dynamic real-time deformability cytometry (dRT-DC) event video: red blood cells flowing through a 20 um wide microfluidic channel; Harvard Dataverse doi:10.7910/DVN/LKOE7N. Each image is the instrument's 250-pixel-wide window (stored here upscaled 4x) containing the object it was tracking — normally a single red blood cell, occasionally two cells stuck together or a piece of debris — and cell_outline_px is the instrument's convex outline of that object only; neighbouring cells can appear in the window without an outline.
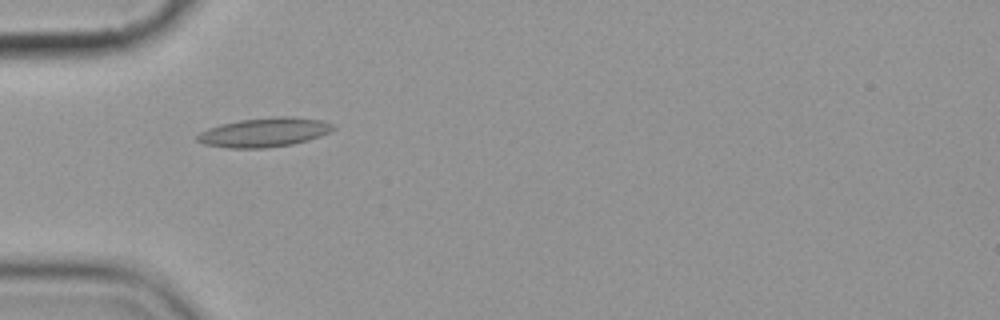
{"species": "common noctule bat (a hibernating species)", "species_latin": "Nyctalus noctula", "temperature_condition": "cold", "stored_images_in_passage": 5, "camera_frame_rate_fps": 3000, "um_per_image_px": 0.085, "animal": {"sex": "female", "body_mass_g": 19.9}, "frame": {"image": 1, "passage_image": 1, "time_ms": 0.0, "image_size_px": [1000, 320], "cell_outline_px": [[336, 128], [320, 136], [308, 140], [292, 144], [264, 148], [228, 148], [204, 144], [196, 140], [196, 136], [200, 132], [208, 128], [220, 124], [240, 120], [280, 116], [292, 116], [324, 120], [332, 124]], "centroid_in_image_um": [22.46, 11.24], "position_along_channel_um": 62.5, "area_um2": 23.12}}
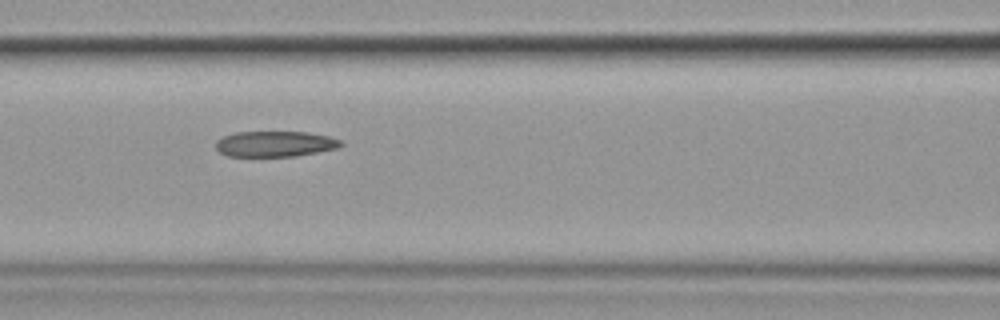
{"frame": {"image": 2, "passage_image": 3, "time_ms": 2.333, "image_size_px": [1000, 320], "cell_outline_px": [[344, 144], [336, 148], [296, 156], [228, 156], [220, 152], [216, 148], [216, 140], [224, 136], [236, 132], [308, 132], [328, 136], [340, 140]], "centroid_in_image_um": [23.36, 12.23], "position_along_channel_um": 143.2, "area_um2": 18.55}}
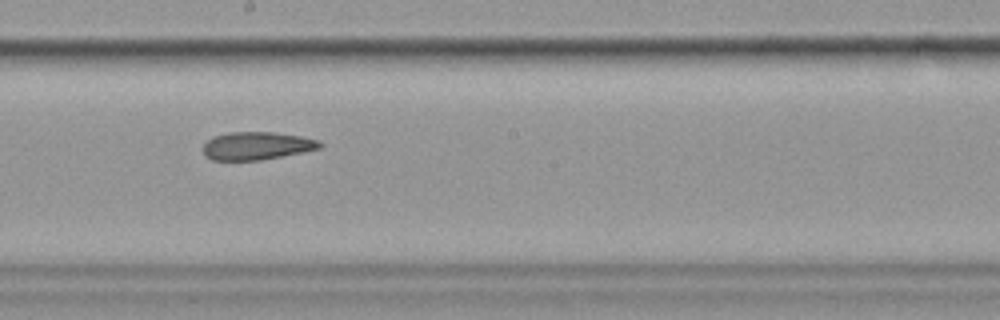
{"frame": {"image": 3, "passage_image": 5, "time_ms": 4.667, "image_size_px": [1000, 320], "cell_outline_px": [[324, 144], [320, 148], [304, 152], [260, 160], [212, 160], [204, 156], [204, 144], [212, 136], [228, 132], [272, 132], [300, 136], [320, 140]], "centroid_in_image_um": [21.83, 12.39], "position_along_channel_um": 226.4, "area_um2": 19.07}}